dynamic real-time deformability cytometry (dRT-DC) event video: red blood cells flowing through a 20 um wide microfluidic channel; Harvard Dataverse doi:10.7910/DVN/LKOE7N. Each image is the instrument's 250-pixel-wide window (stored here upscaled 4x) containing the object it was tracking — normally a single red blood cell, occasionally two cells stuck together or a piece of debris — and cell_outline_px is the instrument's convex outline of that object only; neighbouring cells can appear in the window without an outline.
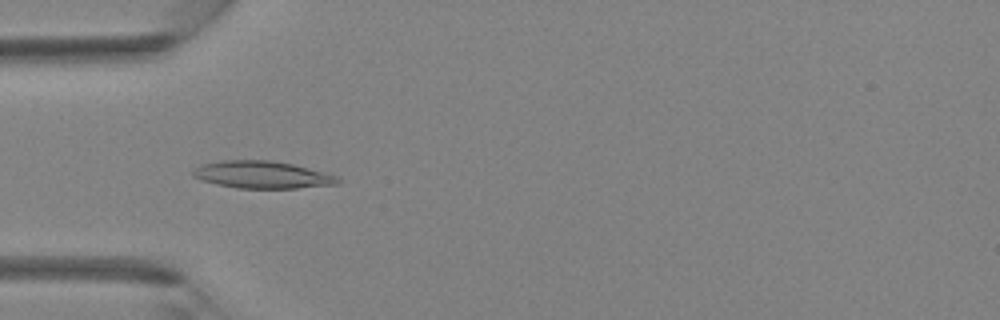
{"species": "Egyptian fruit bat (a non-hibernating species)", "species_latin": "Rousettus aegyptiacus", "temperature_condition": "room temperature", "stored_images_in_passage": 40, "camera_frame_rate_fps": 3000, "um_per_image_px": 0.085, "animal": {"sex": "female"}, "frame": {"image": 1, "passage_image": 12, "time_ms": 3.667, "image_size_px": [1000, 320], "cell_outline_px": [[340, 184], [296, 188], [236, 188], [216, 184], [200, 180], [192, 176], [192, 168], [200, 164], [220, 160], [272, 160], [292, 164], [336, 176], [340, 180]], "centroid_in_image_um": [22.2, 14.85], "position_along_channel_um": 62.8, "area_um2": 23.12}}
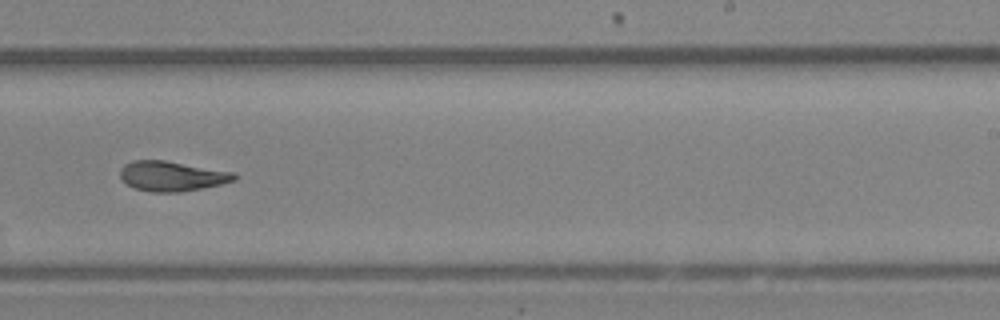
{"frame": {"image": 2, "passage_image": 25, "time_ms": 8.0, "image_size_px": [1000, 320], "cell_outline_px": [[236, 180], [220, 184], [180, 192], [152, 192], [136, 188], [120, 180], [120, 168], [124, 164], [132, 160], [164, 160], [236, 172]], "centroid_in_image_um": [14.59, 14.96], "position_along_channel_um": 274.4, "area_um2": 19.94}}
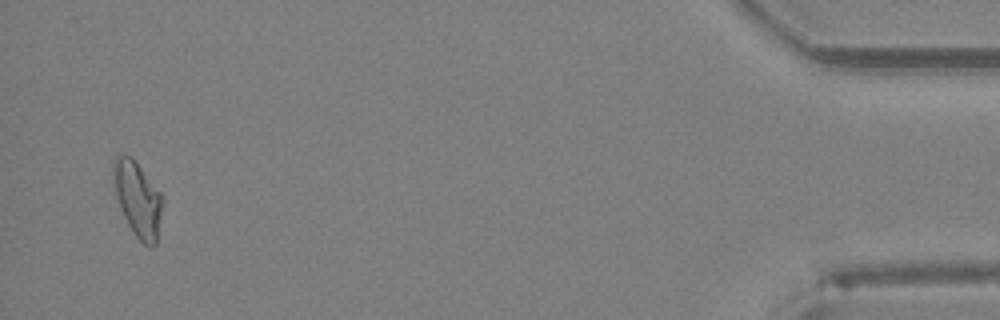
{"frame": {"image": 3, "passage_image": 39, "time_ms": 12.667, "image_size_px": [1000, 320], "cell_outline_px": [[164, 200], [156, 244], [152, 248], [144, 244], [132, 232], [120, 208], [116, 196], [112, 172], [112, 164], [116, 156], [132, 156], [160, 192]], "centroid_in_image_um": [11.71, 16.93], "position_along_channel_um": 423.5, "area_um2": 21.5}}